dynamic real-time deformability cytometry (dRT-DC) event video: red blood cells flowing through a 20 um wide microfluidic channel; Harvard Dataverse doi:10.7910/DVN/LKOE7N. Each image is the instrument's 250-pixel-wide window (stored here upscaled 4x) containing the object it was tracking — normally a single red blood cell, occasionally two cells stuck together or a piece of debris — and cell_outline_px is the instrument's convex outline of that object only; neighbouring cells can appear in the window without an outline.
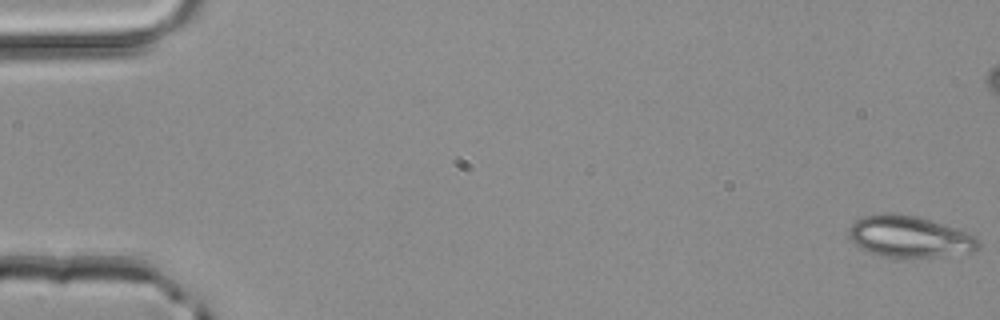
{"species": "common noctule bat (a hibernating species)", "species_latin": "Nyctalus noctula", "temperature_condition": "room temperature", "stored_images_in_passage": 3, "camera_frame_rate_fps": 3000, "um_per_image_px": 0.085, "animal": {"sex": "male", "body_mass_g": 20.4}, "frame": {"image": 1, "passage_image": 3, "time_ms": 0.667, "image_size_px": [1000, 320], "cell_outline_px": [[980, 248], [976, 252], [904, 260], [880, 256], [860, 248], [848, 236], [848, 228], [856, 220], [864, 216], [884, 212], [916, 216], [944, 224], [968, 232], [976, 236], [980, 240]], "centroid_in_image_um": [77.34, 20.15], "position_along_channel_um": 7.7, "area_um2": 32.14}}